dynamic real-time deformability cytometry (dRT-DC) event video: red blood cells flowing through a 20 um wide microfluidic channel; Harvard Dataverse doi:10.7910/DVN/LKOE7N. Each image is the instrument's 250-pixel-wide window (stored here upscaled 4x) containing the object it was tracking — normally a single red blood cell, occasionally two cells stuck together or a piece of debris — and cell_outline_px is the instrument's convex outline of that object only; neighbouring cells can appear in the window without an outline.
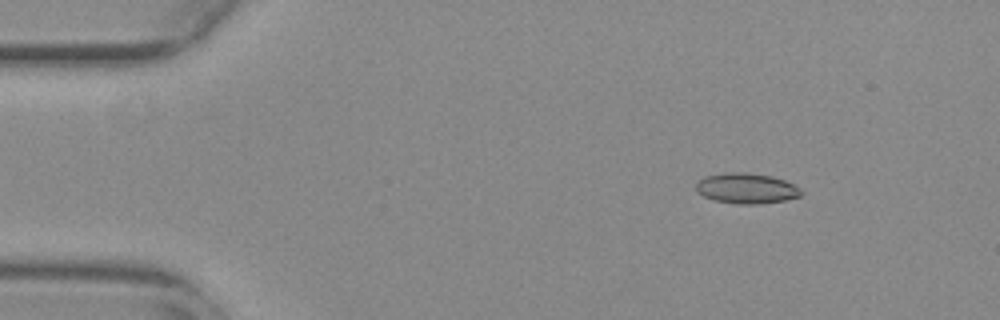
{"species": "common noctule bat (a hibernating species)", "species_latin": "Nyctalus noctula", "temperature_condition": "warm", "stored_images_in_passage": 54, "camera_frame_rate_fps": 3000, "um_per_image_px": 0.085, "animal": {"sex": "female", "body_mass_g": 29.2, "forearm_length_mm": 56.3}, "frame": {"image": 1, "passage_image": 7, "time_ms": 2.0, "image_size_px": [1000, 320], "cell_outline_px": [[804, 192], [800, 196], [784, 200], [756, 204], [736, 204], [716, 200], [704, 196], [696, 192], [696, 184], [704, 176], [724, 172], [744, 172], [772, 176], [784, 180], [800, 188]], "centroid_in_image_um": [63.44, 16.0], "position_along_channel_um": 21.6, "area_um2": 18.61}}
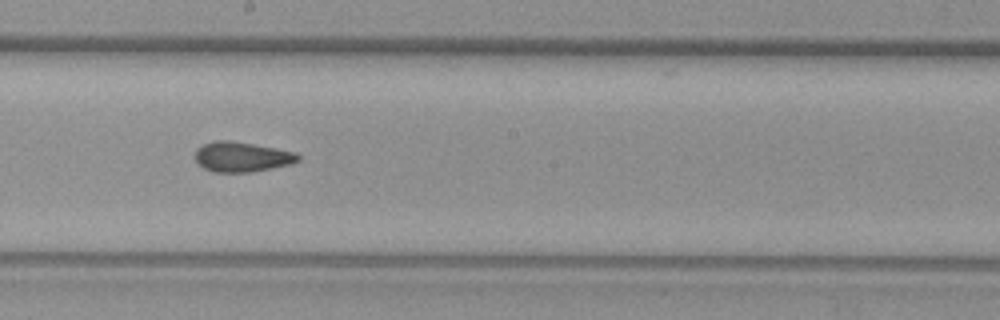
{"frame": {"image": 2, "passage_image": 30, "time_ms": 9.667, "image_size_px": [1000, 320], "cell_outline_px": [[300, 160], [292, 164], [252, 172], [212, 172], [196, 164], [196, 148], [212, 140], [228, 140], [276, 148], [296, 152], [300, 156]], "centroid_in_image_um": [20.55, 13.34], "position_along_channel_um": 227.6, "area_um2": 18.15}}
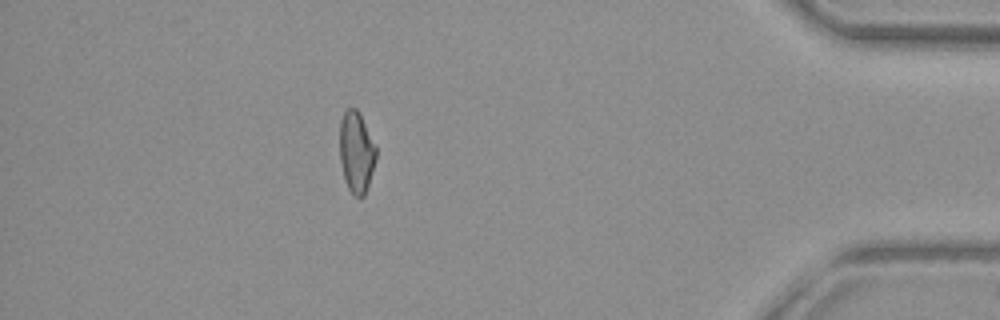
{"frame": {"image": 3, "passage_image": 48, "time_ms": 15.667, "image_size_px": [1000, 320], "cell_outline_px": [[376, 160], [364, 196], [356, 196], [348, 188], [344, 176], [340, 160], [340, 120], [344, 112], [348, 108], [356, 108], [360, 112], [376, 148]], "centroid_in_image_um": [30.29, 12.89], "position_along_channel_um": 404.9, "area_um2": 16.99}, "authors_computed_cell_mechanics": {"area_um2": 17.918, "velocity_mm_per_s": 3.7924, "shape_relaxation_time_tau1_ms": null, "shape_relaxation_time_tau2_ms": 3.5578, "deformation_change_tau1": null, "deformation_change_tau2": 0.1036}}